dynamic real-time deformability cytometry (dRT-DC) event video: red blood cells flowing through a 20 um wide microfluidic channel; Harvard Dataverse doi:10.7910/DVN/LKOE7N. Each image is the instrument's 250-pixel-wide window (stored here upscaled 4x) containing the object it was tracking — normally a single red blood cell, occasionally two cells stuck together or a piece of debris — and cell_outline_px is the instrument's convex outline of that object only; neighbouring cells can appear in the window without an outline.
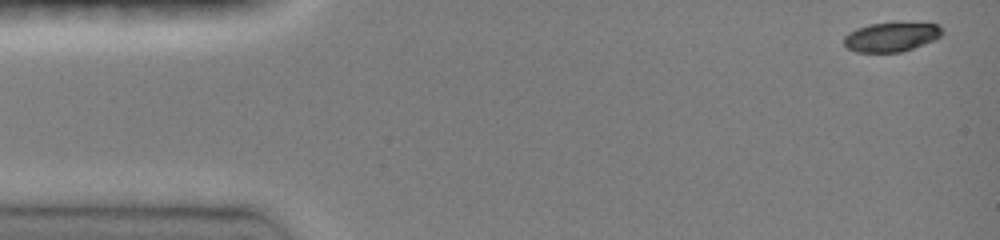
{"species": "common noctule bat (a hibernating species)", "species_latin": "Nyctalus noctula", "temperature_condition": "room temperature", "stored_images_in_passage": 44, "camera_frame_rate_fps": 3000, "um_per_image_px": 0.085, "animal": {"sex": "female", "body_mass_g": 19.0, "forearm_length_mm": 51.5}, "frame": {"image": 1, "passage_image": 1, "time_ms": 0.0, "image_size_px": [1000, 240], "cell_outline_px": [[944, 32], [940, 36], [932, 40], [912, 48], [900, 52], [856, 52], [848, 48], [844, 44], [844, 36], [848, 32], [856, 28], [868, 24], [940, 24]], "centroid_in_image_um": [75.71, 3.15], "position_along_channel_um": 9.3, "area_um2": 16.36}}
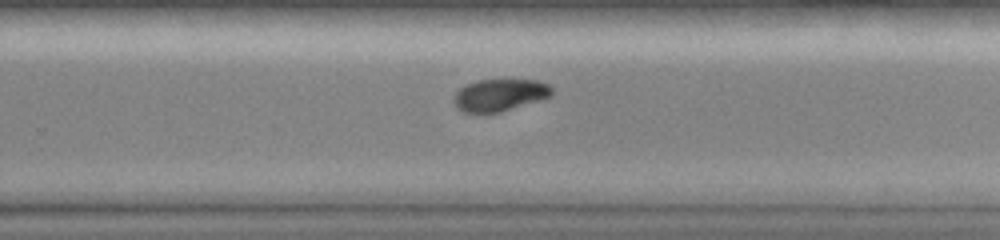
{"frame": {"image": 2, "passage_image": 30, "time_ms": 9.667, "image_size_px": [1000, 240], "cell_outline_px": [[552, 96], [500, 112], [464, 112], [456, 108], [452, 100], [456, 92], [460, 88], [476, 80], [540, 80], [548, 84], [552, 88]], "centroid_in_image_um": [42.47, 8.07], "position_along_channel_um": 287.3, "area_um2": 18.26}}
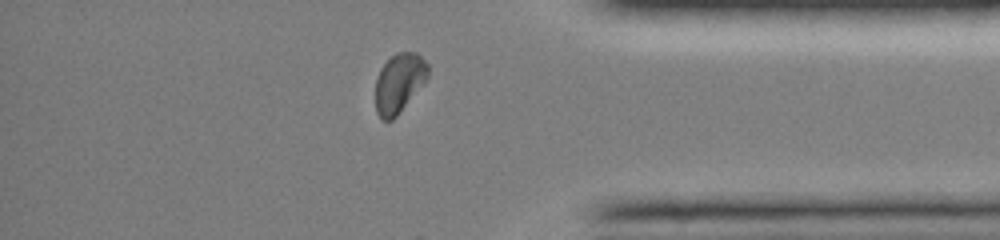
{"frame": {"image": 3, "passage_image": 39, "time_ms": 12.667, "image_size_px": [1000, 240], "cell_outline_px": [[428, 80], [396, 116], [392, 120], [384, 120], [376, 112], [376, 80], [380, 68], [396, 52], [416, 52], [428, 64]], "centroid_in_image_um": [33.94, 7.04], "position_along_channel_um": 401.3, "area_um2": 18.09}, "authors_computed_cell_mechanics": {"area_um2": 19.2185, "velocity_mm_per_s": 4.0493, "shape_relaxation_time_tau1_ms": 4.2047, "shape_relaxation_time_tau2_ms": null, "deformation_change_tau1": 0.1407, "deformation_change_tau2": null}}